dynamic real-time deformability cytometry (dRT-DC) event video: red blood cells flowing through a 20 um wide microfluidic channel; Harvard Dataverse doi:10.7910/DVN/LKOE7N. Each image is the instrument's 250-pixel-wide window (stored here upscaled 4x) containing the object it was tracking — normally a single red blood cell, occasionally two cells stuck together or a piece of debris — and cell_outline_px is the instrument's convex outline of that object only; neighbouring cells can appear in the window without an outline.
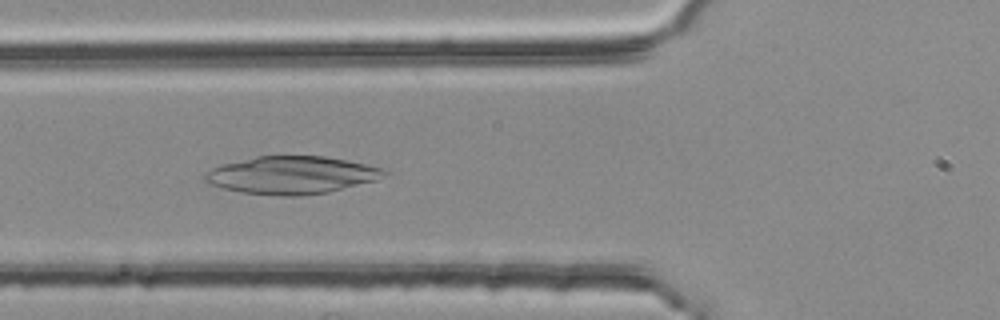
{"species": "common noctule bat (a hibernating species)", "species_latin": "Nyctalus noctula", "temperature_condition": "room temperature", "stored_images_in_passage": 39, "camera_frame_rate_fps": 3000, "um_per_image_px": 0.085, "animal": {"sex": "female", "body_mass_g": 25.1}, "frame": {"image": 1, "passage_image": 7, "time_ms": 2.0, "image_size_px": [1000, 320], "cell_outline_px": [[388, 172], [376, 180], [328, 192], [300, 196], [280, 196], [240, 192], [208, 184], [204, 180], [204, 176], [212, 168], [224, 164], [256, 156], [324, 156], [348, 160], [388, 168]], "centroid_in_image_um": [24.83, 14.88], "position_along_channel_um": 101.0, "area_um2": 39.36}}
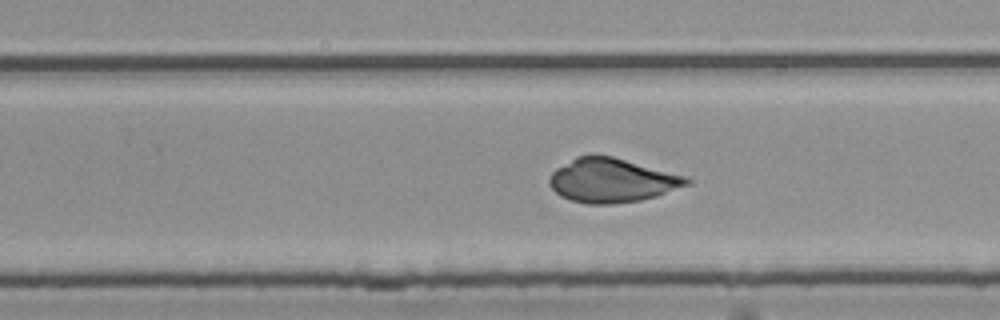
{"frame": {"image": 2, "passage_image": 21, "time_ms": 6.667, "image_size_px": [1000, 320], "cell_outline_px": [[688, 184], [656, 196], [640, 200], [612, 204], [588, 204], [572, 200], [560, 196], [548, 184], [548, 180], [552, 172], [556, 168], [576, 156], [592, 152], [612, 156], [684, 176], [688, 180]], "centroid_in_image_um": [51.91, 15.31], "position_along_channel_um": 277.9, "area_um2": 35.08}}
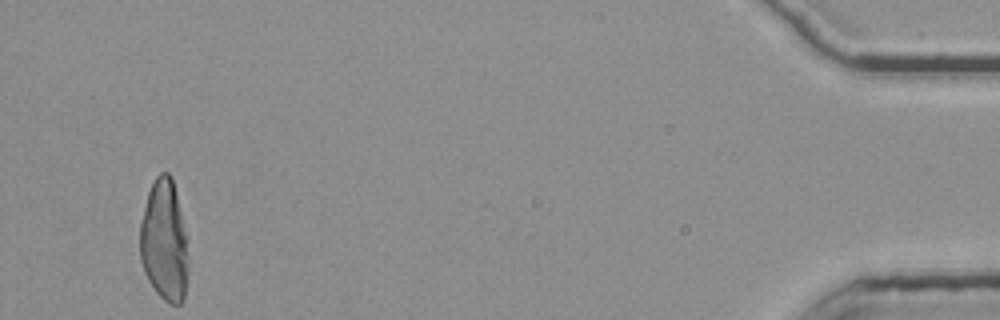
{"frame": {"image": 3, "passage_image": 39, "time_ms": 12.667, "image_size_px": [1000, 320], "cell_outline_px": [[188, 240], [184, 300], [180, 304], [168, 304], [156, 292], [148, 280], [144, 272], [140, 260], [140, 220], [148, 192], [156, 176], [160, 172], [168, 172], [172, 176], [188, 236]], "centroid_in_image_um": [13.96, 20.44], "position_along_channel_um": 421.2, "area_um2": 34.56}}